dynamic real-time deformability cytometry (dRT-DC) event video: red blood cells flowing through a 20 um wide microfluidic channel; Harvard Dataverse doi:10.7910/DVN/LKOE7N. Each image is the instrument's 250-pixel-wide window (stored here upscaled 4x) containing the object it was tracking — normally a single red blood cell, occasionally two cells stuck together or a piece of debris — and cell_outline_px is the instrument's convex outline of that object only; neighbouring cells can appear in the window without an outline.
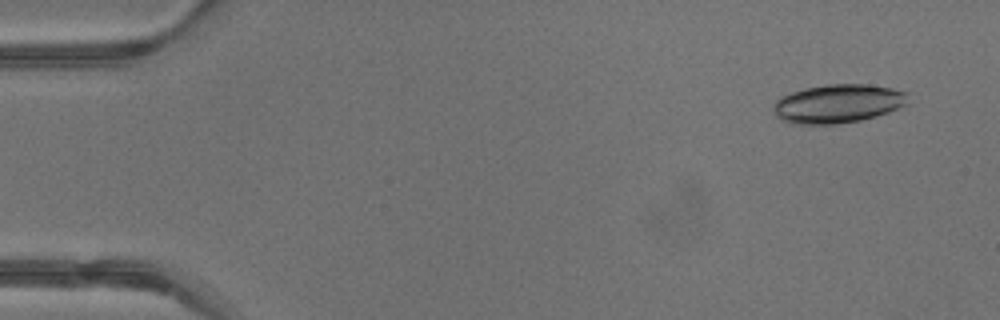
{"species": "common noctule bat (a hibernating species)", "species_latin": "Nyctalus noctula", "temperature_condition": "warm", "stored_images_in_passage": 43, "camera_frame_rate_fps": 3000, "um_per_image_px": 0.085, "animal": {"sex": "male", "body_mass_g": 13.3}, "frame": {"image": 1, "passage_image": 3, "time_ms": 0.667, "image_size_px": [1000, 320], "cell_outline_px": [[908, 104], [888, 112], [876, 116], [860, 120], [836, 124], [788, 124], [780, 120], [776, 116], [772, 108], [776, 100], [780, 96], [804, 88], [828, 84], [868, 84], [892, 88], [908, 92]], "centroid_in_image_um": [71.2, 8.81], "position_along_channel_um": 13.8, "area_um2": 30.69}}
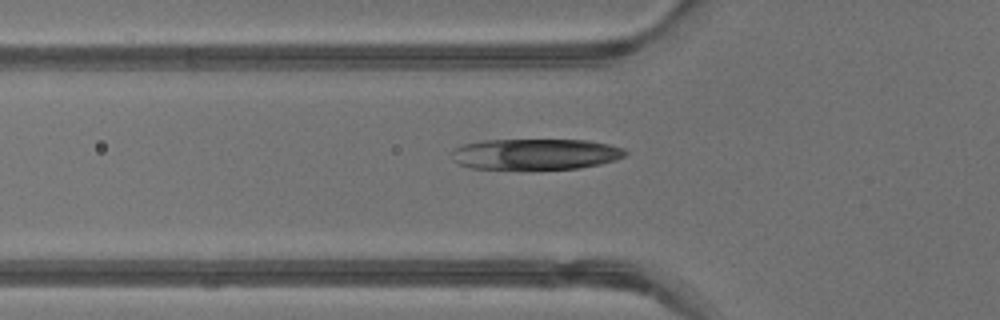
{"frame": {"image": 2, "passage_image": 15, "time_ms": 4.667, "image_size_px": [1000, 320], "cell_outline_px": [[628, 152], [624, 156], [616, 160], [600, 164], [580, 168], [468, 168], [452, 160], [452, 148], [464, 144], [480, 140], [588, 140], [608, 144], [624, 148]], "centroid_in_image_um": [45.51, 13.08], "position_along_channel_um": 80.3, "area_um2": 31.15}}
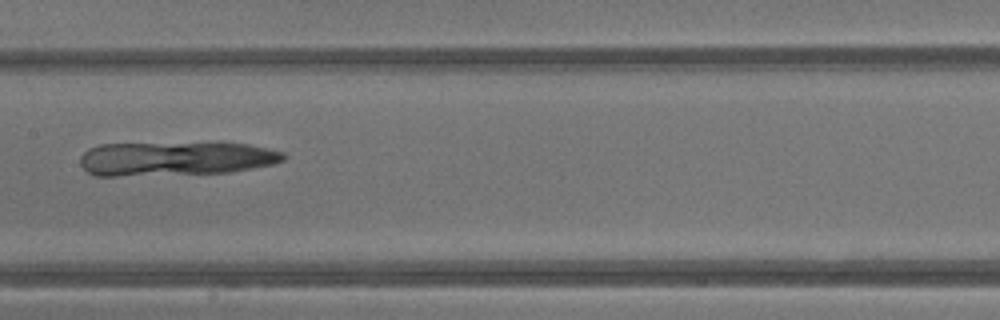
{"frame": {"image": 3, "passage_image": 22, "time_ms": 7.0, "image_size_px": [1000, 320], "cell_outline_px": [[284, 160], [272, 164], [252, 168], [228, 172], [116, 176], [96, 176], [88, 172], [80, 164], [80, 156], [88, 148], [100, 144], [248, 144], [268, 148], [284, 152]], "centroid_in_image_um": [14.87, 13.49], "position_along_channel_um": 192.5, "area_um2": 39.65}}